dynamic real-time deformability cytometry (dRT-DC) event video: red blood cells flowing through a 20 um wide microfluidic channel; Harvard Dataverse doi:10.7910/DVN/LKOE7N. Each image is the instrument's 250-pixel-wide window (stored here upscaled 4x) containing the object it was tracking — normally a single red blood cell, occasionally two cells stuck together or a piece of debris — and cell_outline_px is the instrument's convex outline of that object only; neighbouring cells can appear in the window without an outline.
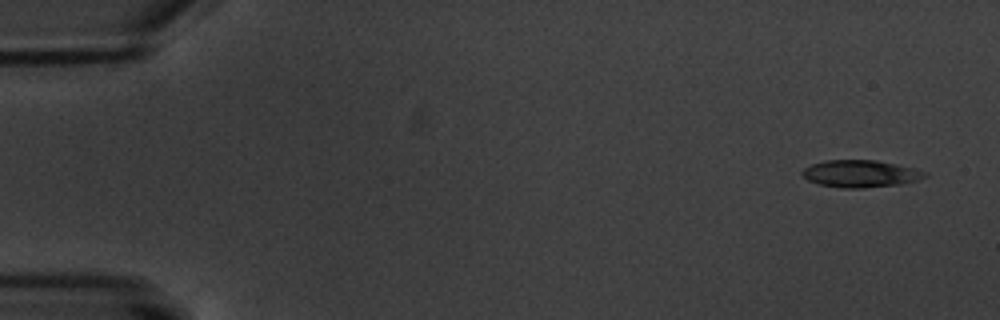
{"species": "common noctule bat (a hibernating species)", "species_latin": "Nyctalus noctula", "temperature_condition": "warm", "stored_images_in_passage": 11, "camera_frame_rate_fps": 3000, "um_per_image_px": 0.085, "animal": {"sex": "male", "body_mass_g": 20.1, "forearm_length_mm": 53.5}, "frame": {"image": 1, "passage_image": 1, "time_ms": 0.0, "image_size_px": [1000, 320], "cell_outline_px": [[928, 176], [916, 180], [900, 184], [864, 188], [840, 188], [820, 184], [808, 180], [800, 172], [804, 168], [812, 164], [828, 160], [876, 160], [916, 168], [928, 172]], "centroid_in_image_um": [73.17, 14.76], "position_along_channel_um": 11.8, "area_um2": 19.42}}
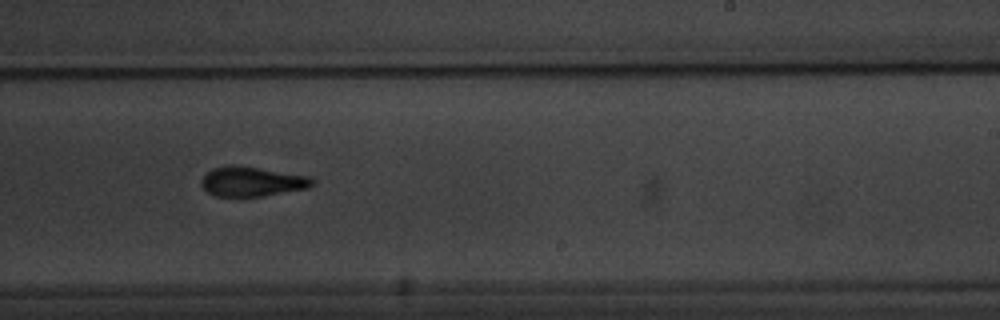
{"frame": {"image": 2, "passage_image": 10, "time_ms": 11.333, "image_size_px": [1000, 320], "cell_outline_px": [[316, 180], [308, 188], [260, 196], [216, 196], [208, 192], [200, 184], [200, 180], [212, 168], [228, 164], [232, 164], [308, 176]], "centroid_in_image_um": [21.38, 15.42], "position_along_channel_um": 267.6, "area_um2": 18.96}}
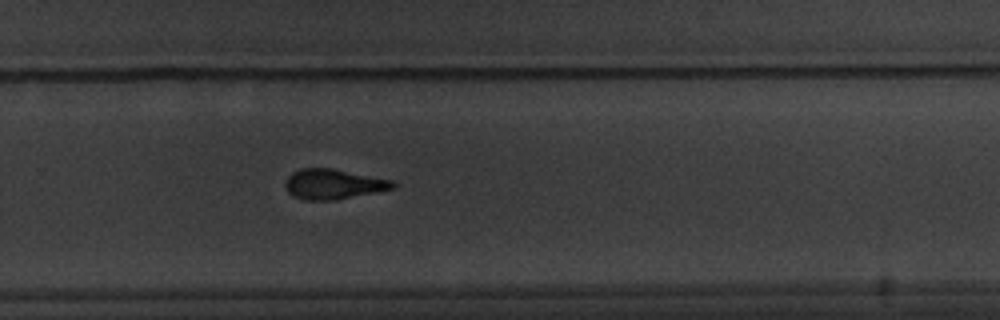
{"frame": {"image": 3, "passage_image": 11, "time_ms": 12.333, "image_size_px": [1000, 320], "cell_outline_px": [[396, 188], [332, 200], [304, 200], [292, 196], [288, 192], [284, 184], [284, 180], [292, 172], [300, 168], [332, 168], [392, 180], [396, 184]], "centroid_in_image_um": [28.28, 15.64], "position_along_channel_um": 301.5, "area_um2": 18.84}}